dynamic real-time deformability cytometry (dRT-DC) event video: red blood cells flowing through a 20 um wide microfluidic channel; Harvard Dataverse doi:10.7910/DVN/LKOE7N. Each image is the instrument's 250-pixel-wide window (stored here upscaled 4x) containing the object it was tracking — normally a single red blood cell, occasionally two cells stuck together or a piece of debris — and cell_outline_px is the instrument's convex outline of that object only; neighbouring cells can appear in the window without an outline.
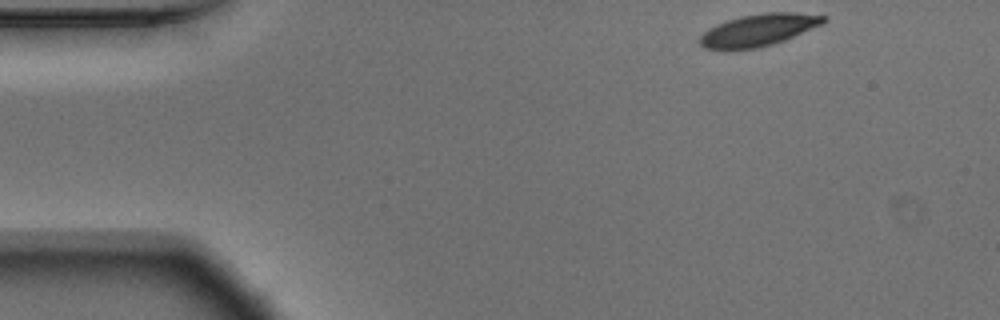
{"species": "Egyptian fruit bat (a non-hibernating species)", "species_latin": "Rousettus aegyptiacus", "temperature_condition": "warm", "stored_images_in_passage": 49, "camera_frame_rate_fps": 3000, "um_per_image_px": 0.085, "animal": {"sex": "male"}, "frame": {"image": 1, "passage_image": 1, "time_ms": 0.0, "image_size_px": [1000, 320], "cell_outline_px": [[828, 20], [820, 24], [784, 40], [772, 44], [756, 48], [704, 48], [700, 44], [700, 36], [708, 28], [716, 24], [740, 16], [764, 12], [796, 12], [828, 16]], "centroid_in_image_um": [64.49, 2.52], "position_along_channel_um": 20.5, "area_um2": 22.66}}
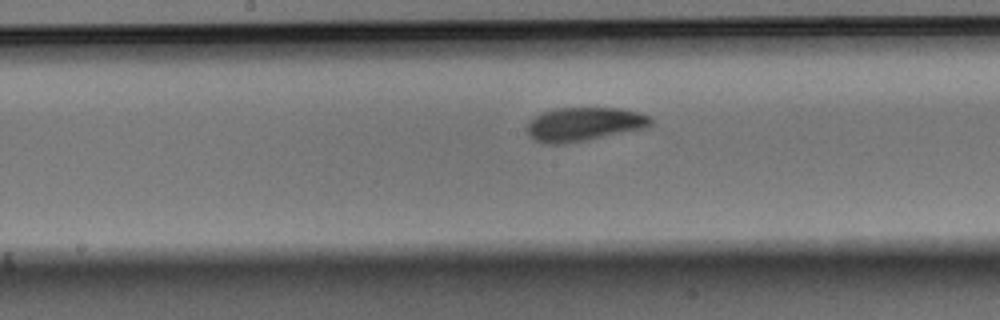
{"frame": {"image": 2, "passage_image": 22, "time_ms": 7.0, "image_size_px": [1000, 320], "cell_outline_px": [[652, 124], [648, 128], [588, 140], [564, 144], [548, 144], [536, 140], [528, 136], [528, 120], [540, 112], [552, 108], [620, 108], [640, 112], [652, 116]], "centroid_in_image_um": [49.67, 10.55], "position_along_channel_um": 198.5, "area_um2": 24.85}}
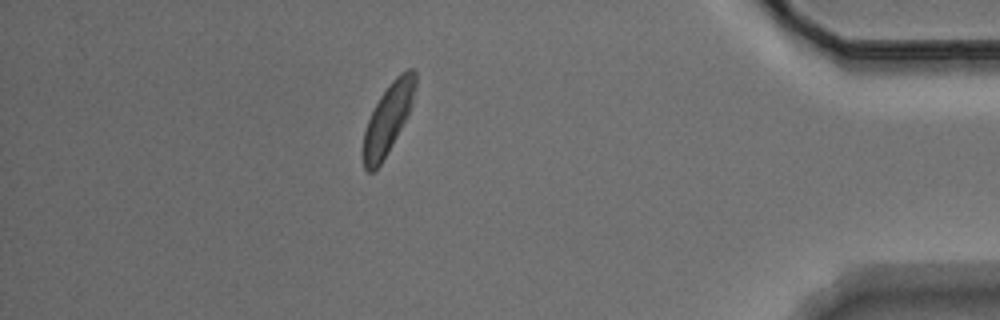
{"frame": {"image": 3, "passage_image": 42, "time_ms": 13.667, "image_size_px": [1000, 320], "cell_outline_px": [[416, 84], [412, 104], [396, 136], [380, 164], [372, 172], [368, 172], [364, 168], [364, 132], [368, 120], [380, 96], [392, 80], [400, 72], [408, 68], [412, 68], [416, 72]], "centroid_in_image_um": [32.99, 10.01], "position_along_channel_um": 402.2, "area_um2": 20.46}, "authors_computed_cell_mechanics": {"area_um2": 23.1778, "velocity_mm_per_s": 3.714, "shape_relaxation_time_tau1_ms": 2.1033, "shape_relaxation_time_tau2_ms": 7.0529, "deformation_change_tau1": 0.1009, "deformation_change_tau2": 0.1222}}